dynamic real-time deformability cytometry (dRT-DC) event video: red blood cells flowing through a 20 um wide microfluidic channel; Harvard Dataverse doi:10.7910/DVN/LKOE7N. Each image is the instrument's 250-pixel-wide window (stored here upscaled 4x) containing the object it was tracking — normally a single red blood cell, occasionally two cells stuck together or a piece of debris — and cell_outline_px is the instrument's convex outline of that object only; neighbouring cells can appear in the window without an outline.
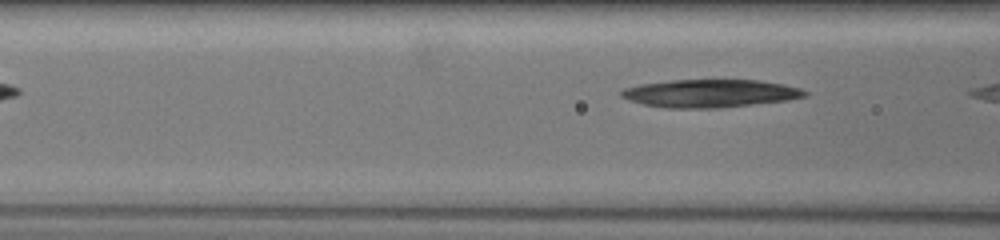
{"species": "common noctule bat (a hibernating species)", "species_latin": "Nyctalus noctula", "temperature_condition": "warm", "stored_images_in_passage": 7, "camera_frame_rate_fps": 3000, "um_per_image_px": 0.085, "animal": {"sex": "female", "body_mass_g": 19.5, "forearm_length_mm": 54.1}, "frame": {"image": 1, "passage_image": 6, "time_ms": 1.667, "image_size_px": [1000, 240], "cell_outline_px": [[808, 96], [788, 100], [720, 108], [668, 108], [644, 104], [628, 100], [620, 96], [620, 92], [624, 88], [644, 84], [672, 80], [756, 80], [780, 84], [800, 88], [808, 92]], "centroid_in_image_um": [60.37, 7.94], "position_along_channel_um": 106.2, "area_um2": 29.65}}